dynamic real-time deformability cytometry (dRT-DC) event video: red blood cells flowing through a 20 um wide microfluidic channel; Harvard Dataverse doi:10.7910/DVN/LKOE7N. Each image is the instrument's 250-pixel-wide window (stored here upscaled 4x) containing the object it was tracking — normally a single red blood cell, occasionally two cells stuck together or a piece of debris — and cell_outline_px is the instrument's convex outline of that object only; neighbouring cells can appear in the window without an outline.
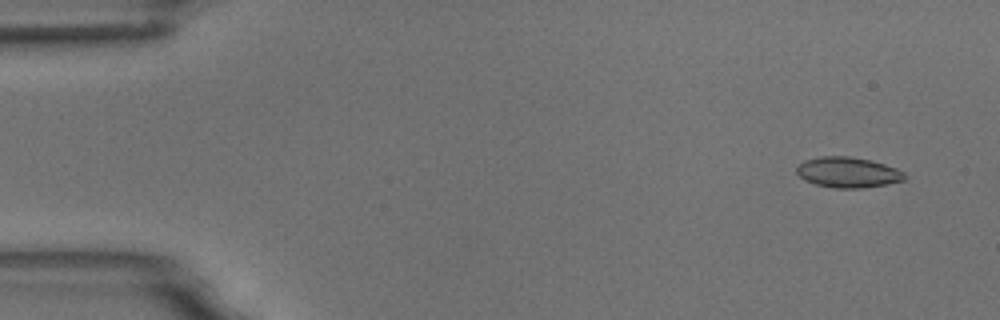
{"species": "common noctule bat (a hibernating species)", "species_latin": "Nyctalus noctula", "temperature_condition": "room temperature", "stored_images_in_passage": 8, "camera_frame_rate_fps": 3000, "um_per_image_px": 0.085, "animal": {"sex": "male", "body_mass_g": 18.8}, "frame": {"image": 1, "passage_image": 1, "time_ms": 0.0, "image_size_px": [1000, 320], "cell_outline_px": [[908, 176], [904, 180], [888, 184], [864, 188], [832, 188], [816, 184], [804, 180], [796, 172], [796, 168], [804, 160], [820, 156], [848, 156], [872, 160], [896, 168], [904, 172]], "centroid_in_image_um": [72.09, 14.65], "position_along_channel_um": 12.9, "area_um2": 19.36}}
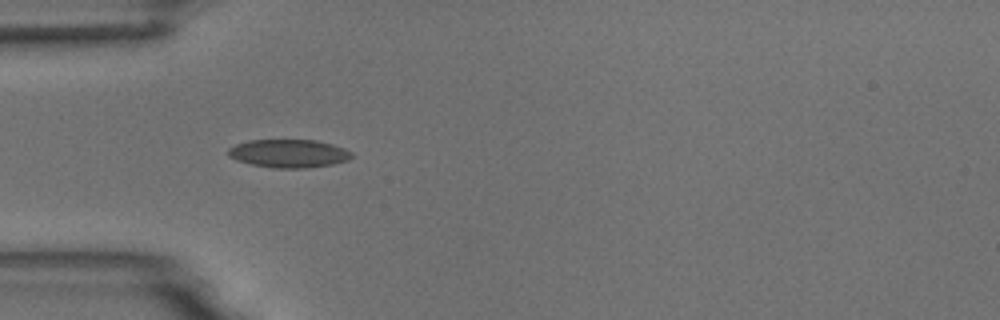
{"frame": {"image": 2, "passage_image": 5, "time_ms": 4.333, "image_size_px": [1000, 320], "cell_outline_px": [[352, 156], [348, 160], [332, 164], [308, 168], [272, 168], [252, 164], [236, 160], [228, 156], [228, 148], [236, 144], [248, 140], [316, 140], [332, 144], [344, 148], [352, 152]], "centroid_in_image_um": [24.53, 13.04], "position_along_channel_um": 60.5, "area_um2": 20.35}}